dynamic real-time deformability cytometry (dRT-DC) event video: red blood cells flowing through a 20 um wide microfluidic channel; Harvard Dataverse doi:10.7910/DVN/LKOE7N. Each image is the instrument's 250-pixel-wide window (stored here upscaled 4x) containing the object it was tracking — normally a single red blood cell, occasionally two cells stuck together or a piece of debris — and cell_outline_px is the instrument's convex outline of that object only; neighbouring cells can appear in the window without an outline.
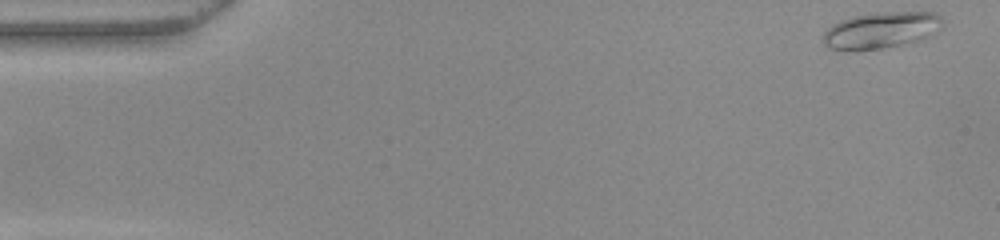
{"species": "common noctule bat (a hibernating species)", "species_latin": "Nyctalus noctula", "temperature_condition": "warm", "stored_images_in_passage": 50, "camera_frame_rate_fps": 3000, "um_per_image_px": 0.085, "animal": {"sex": "female", "body_mass_g": 22.0, "forearm_length_mm": 56.7}, "frame": {"image": 1, "passage_image": 1, "time_ms": 0.0, "image_size_px": [1000, 240], "cell_outline_px": [[940, 28], [916, 40], [884, 48], [828, 48], [824, 44], [824, 32], [832, 24], [840, 20], [856, 16], [884, 12], [932, 12], [940, 16]], "centroid_in_image_um": [74.85, 2.53], "position_along_channel_um": 10.1, "area_um2": 24.04}}
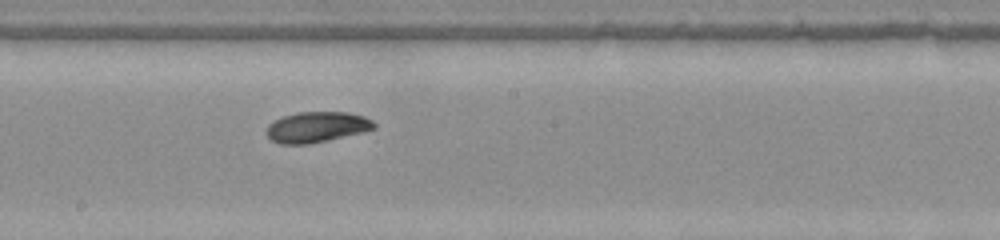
{"frame": {"image": 2, "passage_image": 27, "time_ms": 8.667, "image_size_px": [1000, 240], "cell_outline_px": [[376, 128], [364, 132], [328, 140], [308, 144], [280, 144], [272, 140], [268, 136], [268, 124], [284, 116], [300, 112], [348, 112], [364, 116], [372, 120], [376, 124]], "centroid_in_image_um": [26.98, 10.8], "position_along_channel_um": 221.2, "area_um2": 19.07}}
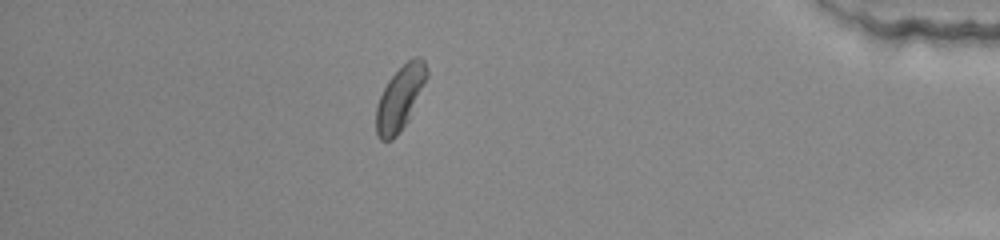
{"frame": {"image": 3, "passage_image": 44, "time_ms": 14.333, "image_size_px": [1000, 240], "cell_outline_px": [[428, 76], [408, 120], [396, 136], [392, 140], [380, 140], [376, 132], [376, 108], [380, 96], [388, 80], [412, 56], [420, 56], [424, 60], [428, 72]], "centroid_in_image_um": [34.01, 8.32], "position_along_channel_um": 401.2, "area_um2": 18.67}, "authors_computed_cell_mechanics": {"area_um2": 19.1896, "velocity_mm_per_s": 3.939, "shape_relaxation_time_tau1_ms": 4.2745, "shape_relaxation_time_tau2_ms": 9.1626, "deformation_change_tau1": 0.0972, "deformation_change_tau2": 0.0957}}